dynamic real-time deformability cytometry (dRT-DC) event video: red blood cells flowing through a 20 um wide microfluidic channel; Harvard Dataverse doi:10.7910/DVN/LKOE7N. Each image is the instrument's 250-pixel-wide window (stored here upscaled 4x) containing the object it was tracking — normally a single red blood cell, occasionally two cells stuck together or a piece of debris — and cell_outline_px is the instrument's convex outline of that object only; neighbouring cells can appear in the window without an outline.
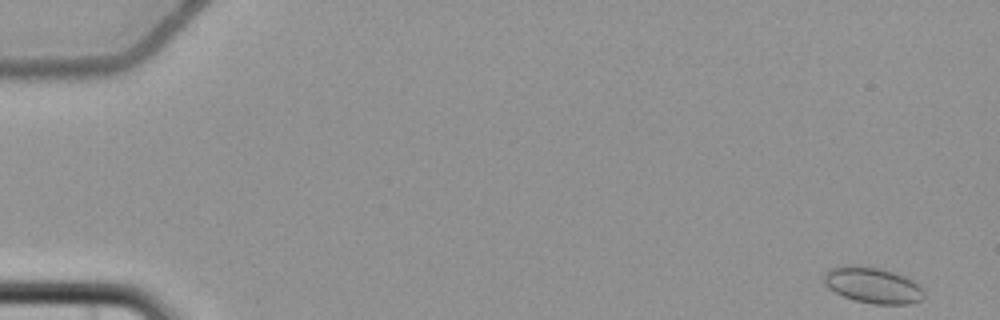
{"species": "common noctule bat (a hibernating species)", "species_latin": "Nyctalus noctula", "temperature_condition": "cold", "stored_images_in_passage": 8, "camera_frame_rate_fps": 3000, "um_per_image_px": 0.085, "animal": {"sex": "female", "body_mass_g": 22.7, "forearm_length_mm": 54.2}, "frame": {"image": 1, "passage_image": 1, "time_ms": 0.0, "image_size_px": [1000, 320], "cell_outline_px": [[924, 300], [908, 304], [876, 304], [856, 300], [844, 296], [828, 288], [824, 284], [824, 272], [832, 268], [848, 264], [880, 268], [904, 276], [912, 280], [924, 292]], "centroid_in_image_um": [74.17, 24.24], "position_along_channel_um": 10.8, "area_um2": 20.81}}
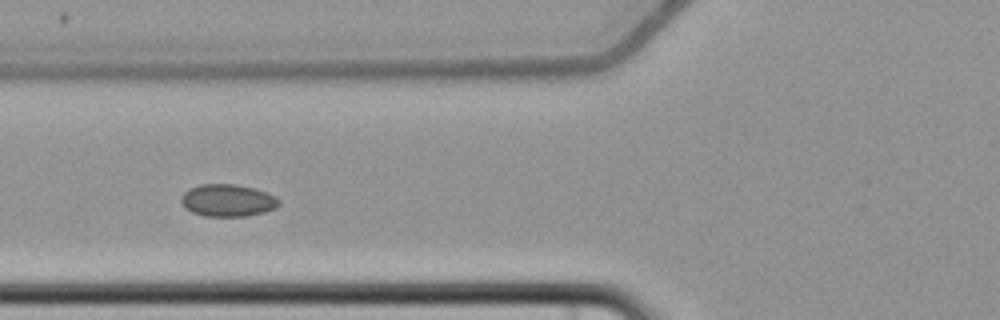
{"frame": {"image": 2, "passage_image": 7, "time_ms": 7.333, "image_size_px": [1000, 320], "cell_outline_px": [[280, 204], [276, 208], [264, 212], [244, 216], [204, 216], [192, 212], [184, 208], [180, 200], [180, 196], [188, 188], [200, 184], [236, 184], [252, 188], [276, 196], [280, 200]], "centroid_in_image_um": [19.32, 17.03], "position_along_channel_um": 106.5, "area_um2": 18.5}}
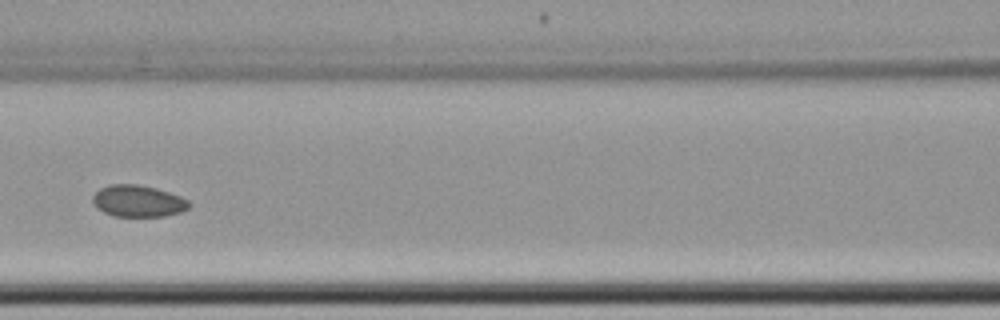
{"frame": {"image": 3, "passage_image": 8, "time_ms": 8.667, "image_size_px": [1000, 320], "cell_outline_px": [[192, 204], [188, 208], [180, 212], [164, 216], [112, 216], [96, 208], [92, 200], [92, 196], [100, 188], [108, 184], [136, 184], [156, 188], [180, 196], [188, 200]], "centroid_in_image_um": [11.71, 17.08], "position_along_channel_um": 154.9, "area_um2": 17.86}}